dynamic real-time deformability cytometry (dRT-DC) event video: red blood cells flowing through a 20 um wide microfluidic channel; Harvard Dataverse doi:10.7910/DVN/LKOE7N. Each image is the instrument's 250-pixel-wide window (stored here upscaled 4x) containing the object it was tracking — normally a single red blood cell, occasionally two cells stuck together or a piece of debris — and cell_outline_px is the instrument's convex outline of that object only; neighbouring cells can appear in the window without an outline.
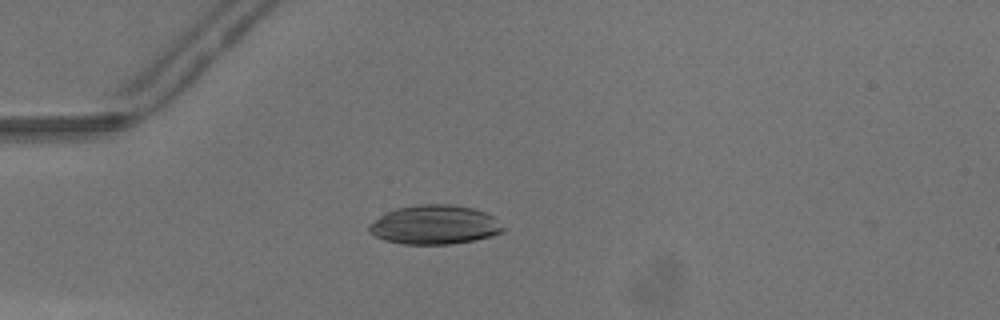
{"species": "common noctule bat (a hibernating species)", "species_latin": "Nyctalus noctula", "temperature_condition": "warm", "stored_images_in_passage": 35, "camera_frame_rate_fps": 3000, "um_per_image_px": 0.085, "animal": {"sex": "male", "body_mass_g": 13.3}, "frame": {"image": 1, "passage_image": 1, "time_ms": 0.0, "image_size_px": [1000, 320], "cell_outline_px": [[504, 232], [492, 236], [452, 244], [404, 244], [384, 240], [368, 232], [368, 224], [380, 216], [396, 208], [420, 204], [452, 204], [472, 208], [484, 212], [492, 216], [504, 228]], "centroid_in_image_um": [36.92, 19.11], "position_along_channel_um": 48.1, "area_um2": 30.46}}
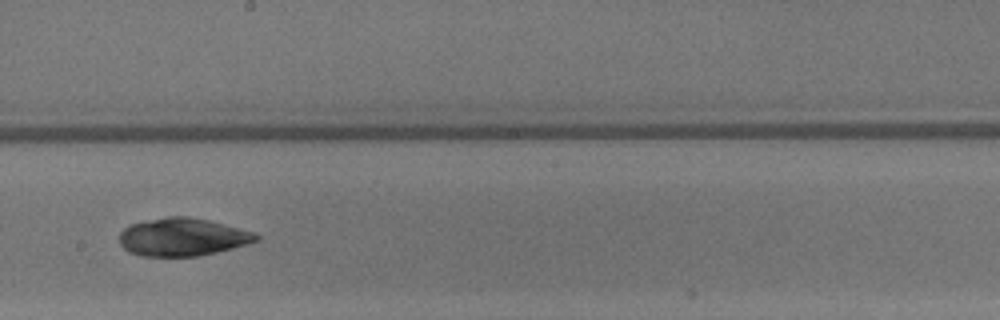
{"frame": {"image": 2, "passage_image": 15, "time_ms": 4.667, "image_size_px": [1000, 320], "cell_outline_px": [[260, 240], [248, 244], [200, 256], [140, 256], [128, 252], [120, 244], [120, 232], [124, 228], [132, 224], [168, 216], [188, 216], [208, 220], [256, 232], [260, 236]], "centroid_in_image_um": [15.55, 20.15], "position_along_channel_um": 232.7, "area_um2": 30.23}}
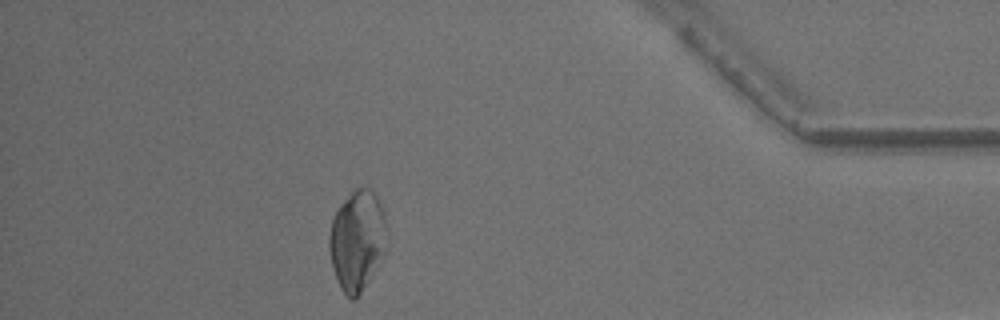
{"frame": {"image": 3, "passage_image": 30, "time_ms": 9.667, "image_size_px": [1000, 320], "cell_outline_px": [[384, 252], [368, 280], [356, 300], [352, 300], [340, 288], [332, 268], [328, 248], [328, 240], [332, 220], [340, 204], [356, 188], [368, 188], [380, 200], [384, 212]], "centroid_in_image_um": [30.31, 20.44], "position_along_channel_um": 404.9, "area_um2": 32.95}}